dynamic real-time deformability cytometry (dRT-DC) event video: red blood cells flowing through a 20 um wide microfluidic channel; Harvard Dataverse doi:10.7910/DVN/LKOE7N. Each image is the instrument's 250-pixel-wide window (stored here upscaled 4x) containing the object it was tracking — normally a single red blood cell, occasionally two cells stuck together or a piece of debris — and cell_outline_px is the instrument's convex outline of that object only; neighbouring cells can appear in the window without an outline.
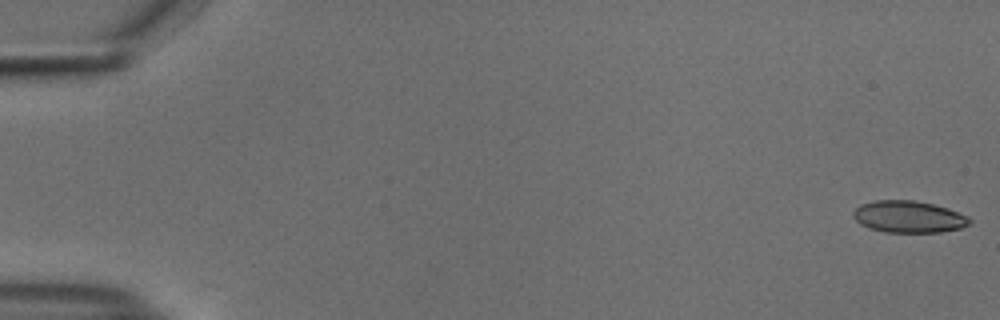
{"species": "common noctule bat (a hibernating species)", "species_latin": "Nyctalus noctula", "temperature_condition": "cold", "stored_images_in_passage": 54, "camera_frame_rate_fps": 3000, "um_per_image_px": 0.085, "animal": {"sex": "male", "body_mass_g": 18.8}, "frame": {"image": 1, "passage_image": 1, "time_ms": 0.0, "image_size_px": [1000, 320], "cell_outline_px": [[972, 220], [968, 224], [960, 228], [940, 232], [884, 232], [868, 228], [860, 224], [852, 216], [852, 212], [860, 204], [876, 200], [916, 200], [948, 208], [968, 216]], "centroid_in_image_um": [77.2, 18.42], "position_along_channel_um": 7.8, "area_um2": 21.68}}
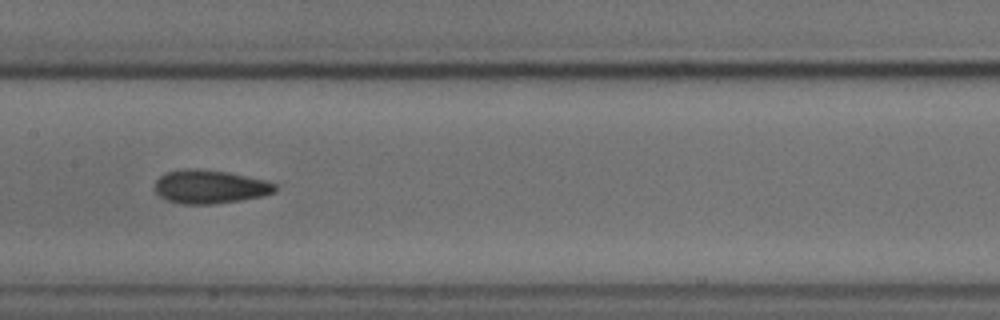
{"frame": {"image": 2, "passage_image": 28, "time_ms": 9.0, "image_size_px": [1000, 320], "cell_outline_px": [[276, 192], [264, 196], [240, 200], [212, 204], [184, 204], [164, 200], [156, 192], [156, 180], [160, 176], [168, 172], [184, 168], [196, 168], [228, 172], [264, 180], [276, 184]], "centroid_in_image_um": [17.84, 15.87], "position_along_channel_um": 189.6, "area_um2": 23.52}}
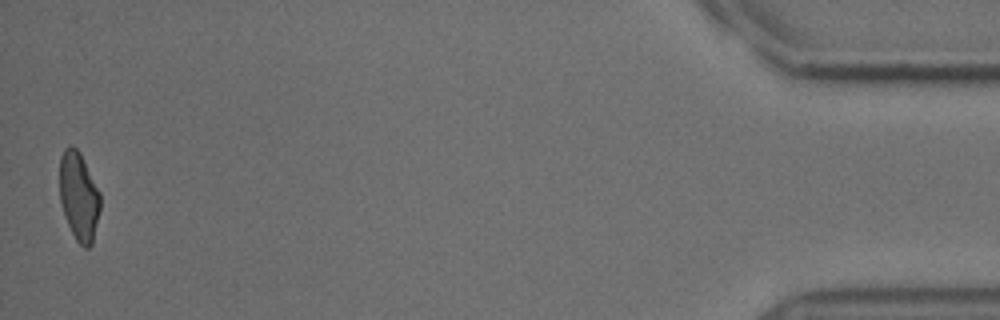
{"frame": {"image": 3, "passage_image": 54, "time_ms": 17.667, "image_size_px": [1000, 320], "cell_outline_px": [[100, 208], [92, 244], [88, 248], [84, 248], [76, 240], [68, 224], [60, 200], [60, 156], [64, 148], [72, 144], [80, 152], [100, 192]], "centroid_in_image_um": [6.7, 16.66], "position_along_channel_um": 428.5, "area_um2": 20.87}, "authors_computed_cell_mechanics": {"area_um2": 22.3975, "velocity_mm_per_s": 3.7475, "shape_relaxation_time_tau1_ms": 6.8168, "shape_relaxation_time_tau2_ms": 2.325, "deformation_change_tau1": 0.1718, "deformation_change_tau2": 0.0801}}